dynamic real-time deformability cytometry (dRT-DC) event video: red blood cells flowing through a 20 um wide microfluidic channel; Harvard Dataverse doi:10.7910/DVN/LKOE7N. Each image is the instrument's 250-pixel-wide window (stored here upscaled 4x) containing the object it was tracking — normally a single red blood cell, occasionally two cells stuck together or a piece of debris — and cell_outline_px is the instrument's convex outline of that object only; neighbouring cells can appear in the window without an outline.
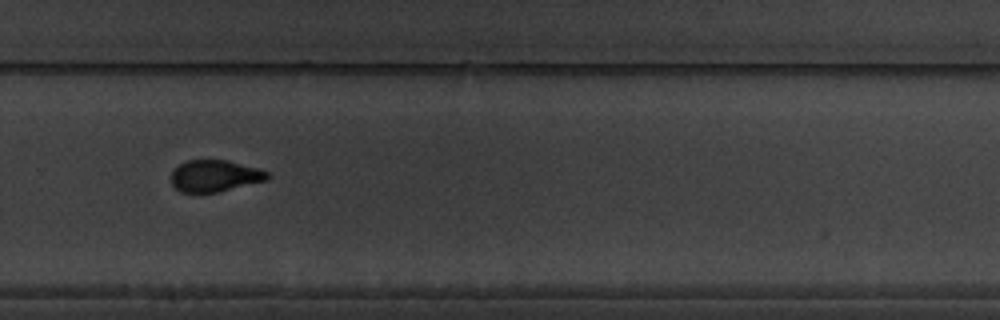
{"species": "common noctule bat (a hibernating species)", "species_latin": "Nyctalus noctula", "temperature_condition": "warm", "stored_images_in_passage": 16, "camera_frame_rate_fps": 3000, "um_per_image_px": 0.085, "animal": {"sex": "male", "body_mass_g": 19.5, "forearm_length_mm": 54.6}, "frame": {"image": 1, "passage_image": 12, "time_ms": 13.667, "image_size_px": [1000, 320], "cell_outline_px": [[272, 176], [268, 180], [216, 192], [180, 192], [172, 184], [172, 172], [180, 164], [188, 160], [228, 160], [260, 168], [268, 172]], "centroid_in_image_um": [18.31, 14.94], "position_along_channel_um": 311.5, "area_um2": 17.74}, "authors_computed_cell_mechanics": {"area_um2": 17.8891, "velocity_mm_per_s": 3.3761, "shape_relaxation_time_tau1_ms": 4.2158, "shape_relaxation_time_tau2_ms": 1.4211, "deformation_change_tau1": 0.1368, "deformation_change_tau2": 0.0491}}